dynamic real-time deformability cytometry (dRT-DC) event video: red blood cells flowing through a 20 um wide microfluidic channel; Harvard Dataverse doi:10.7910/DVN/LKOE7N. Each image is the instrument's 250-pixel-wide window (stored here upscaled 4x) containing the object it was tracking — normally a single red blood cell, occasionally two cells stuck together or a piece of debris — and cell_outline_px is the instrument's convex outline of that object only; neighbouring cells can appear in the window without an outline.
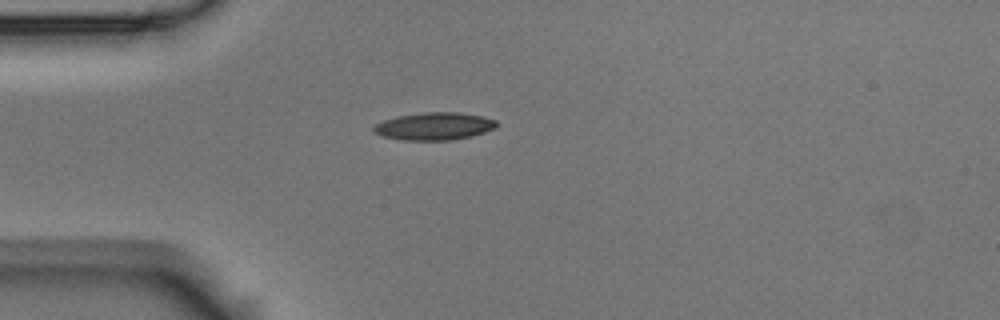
{"species": "Egyptian fruit bat (a non-hibernating species)", "species_latin": "Rousettus aegyptiacus", "temperature_condition": "room temperature", "stored_images_in_passage": 3, "camera_frame_rate_fps": 3000, "um_per_image_px": 0.085, "animal": {"sex": "male"}, "frame": {"image": 1, "passage_image": 2, "time_ms": 0.333, "image_size_px": [1000, 320], "cell_outline_px": [[496, 128], [472, 136], [448, 140], [404, 140], [384, 136], [376, 132], [372, 128], [376, 124], [384, 120], [396, 116], [424, 112], [460, 112], [480, 116], [496, 120]], "centroid_in_image_um": [36.92, 10.72], "position_along_channel_um": 48.1, "area_um2": 19.54}}